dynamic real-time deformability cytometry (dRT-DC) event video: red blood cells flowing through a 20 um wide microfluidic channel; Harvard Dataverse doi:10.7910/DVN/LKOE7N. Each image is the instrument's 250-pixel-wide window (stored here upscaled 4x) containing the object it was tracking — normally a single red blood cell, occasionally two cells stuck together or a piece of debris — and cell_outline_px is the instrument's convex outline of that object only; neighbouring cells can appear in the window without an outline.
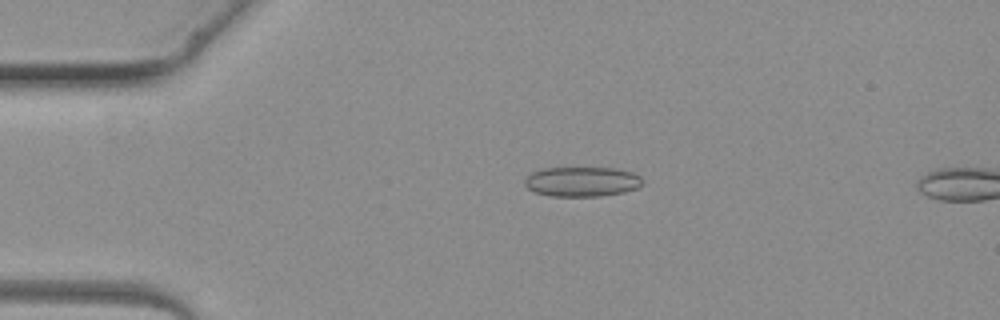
{"species": "common noctule bat (a hibernating species)", "species_latin": "Nyctalus noctula", "temperature_condition": "warm", "stored_images_in_passage": 4, "camera_frame_rate_fps": 3000, "um_per_image_px": 0.085, "animal": {"sex": "female", "body_mass_g": 19.3, "forearm_length_mm": 54.1}, "frame": {"image": 1, "passage_image": 3, "time_ms": 2.333, "image_size_px": [1000, 320], "cell_outline_px": [[644, 184], [636, 188], [624, 192], [600, 196], [552, 196], [536, 192], [528, 188], [524, 184], [524, 180], [532, 172], [544, 168], [616, 168], [632, 172], [640, 176], [644, 180]], "centroid_in_image_um": [49.5, 15.43], "position_along_channel_um": 35.5, "area_um2": 20.46}}